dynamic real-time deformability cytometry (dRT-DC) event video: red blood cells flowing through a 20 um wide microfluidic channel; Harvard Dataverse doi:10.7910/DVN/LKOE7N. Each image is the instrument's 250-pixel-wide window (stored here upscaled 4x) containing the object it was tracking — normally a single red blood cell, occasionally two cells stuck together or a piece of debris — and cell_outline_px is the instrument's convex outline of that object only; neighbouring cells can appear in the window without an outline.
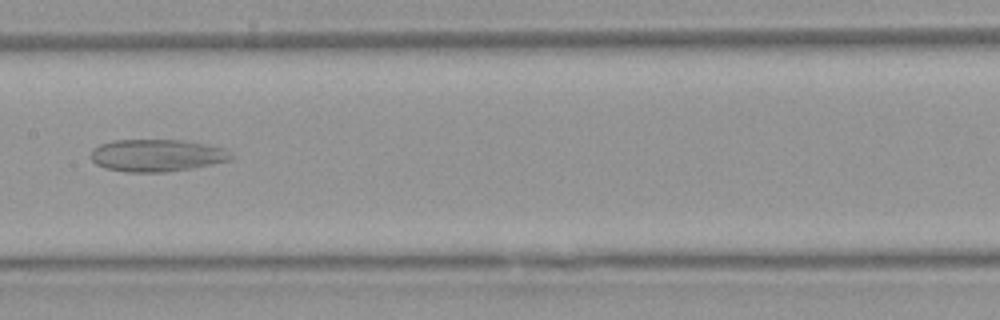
{"species": "Egyptian fruit bat (a non-hibernating species)", "species_latin": "Rousettus aegyptiacus", "temperature_condition": "warm", "stored_images_in_passage": 4, "camera_frame_rate_fps": 3000, "um_per_image_px": 0.085, "animal": {"sex": "female"}, "frame": {"image": 1, "passage_image": 4, "time_ms": 3.333, "image_size_px": [1000, 320], "cell_outline_px": [[236, 156], [232, 160], [192, 168], [164, 172], [128, 172], [104, 168], [96, 164], [92, 160], [92, 148], [100, 144], [112, 140], [184, 140], [228, 148]], "centroid_in_image_um": [13.4, 13.2], "position_along_channel_um": 194.0, "area_um2": 26.7}}